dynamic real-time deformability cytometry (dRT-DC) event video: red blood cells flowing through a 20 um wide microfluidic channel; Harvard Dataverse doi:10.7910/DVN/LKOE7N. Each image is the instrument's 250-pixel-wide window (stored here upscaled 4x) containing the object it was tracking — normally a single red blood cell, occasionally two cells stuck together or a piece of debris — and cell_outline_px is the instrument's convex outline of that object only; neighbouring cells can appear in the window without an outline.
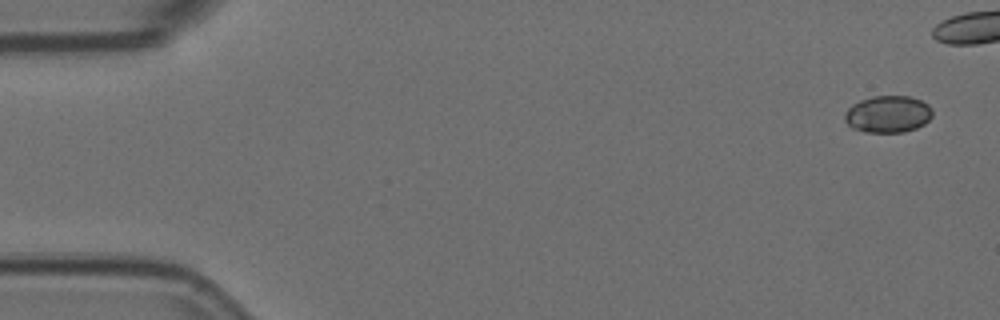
{"species": "Egyptian fruit bat (a non-hibernating species)", "species_latin": "Rousettus aegyptiacus", "temperature_condition": "room temperature", "stored_images_in_passage": 7, "camera_frame_rate_fps": 3000, "um_per_image_px": 0.085, "animal": {"sex": "female"}, "frame": {"image": 1, "passage_image": 1, "time_ms": 0.0, "image_size_px": [1000, 320], "cell_outline_px": [[932, 116], [924, 124], [916, 128], [904, 132], [864, 132], [852, 128], [844, 120], [844, 112], [852, 104], [860, 100], [872, 96], [908, 96], [920, 100], [928, 104], [932, 108]], "centroid_in_image_um": [75.46, 9.7], "position_along_channel_um": 9.5, "area_um2": 19.02}}
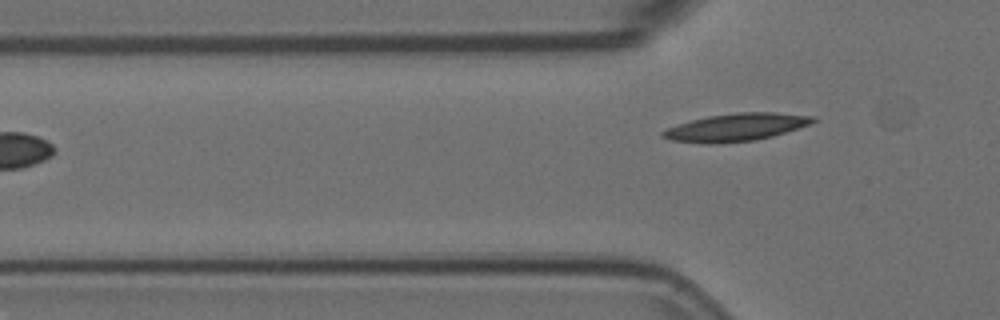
{"frame": {"image": 2, "passage_image": 6, "time_ms": 1.667, "image_size_px": [1000, 320], "cell_outline_px": [[816, 120], [808, 124], [772, 136], [752, 140], [712, 144], [708, 144], [672, 140], [660, 136], [660, 132], [668, 128], [692, 120], [708, 116], [736, 112], [776, 112], [816, 116]], "centroid_in_image_um": [62.55, 10.81], "position_along_channel_um": 63.3, "area_um2": 23.87}}